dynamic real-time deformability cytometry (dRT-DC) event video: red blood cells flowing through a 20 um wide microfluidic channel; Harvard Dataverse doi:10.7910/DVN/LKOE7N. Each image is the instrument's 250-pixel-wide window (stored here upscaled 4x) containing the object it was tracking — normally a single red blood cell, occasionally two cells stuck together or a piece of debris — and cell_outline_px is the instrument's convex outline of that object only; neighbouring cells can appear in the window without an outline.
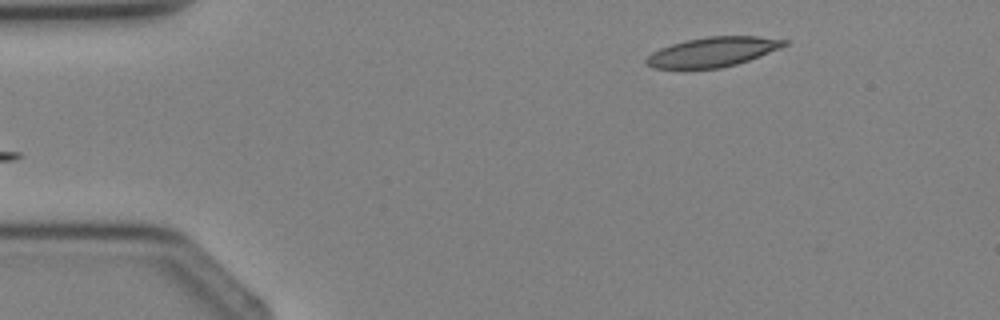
{"species": "Egyptian fruit bat (a non-hibernating species)", "species_latin": "Rousettus aegyptiacus", "temperature_condition": "cold", "stored_images_in_passage": 4, "camera_frame_rate_fps": 3000, "um_per_image_px": 0.085, "animal": {"sex": "female"}, "frame": {"image": 1, "passage_image": 4, "time_ms": 3.667, "image_size_px": [1000, 320], "cell_outline_px": [[788, 44], [780, 48], [748, 60], [736, 64], [720, 68], [652, 68], [644, 60], [652, 52], [660, 48], [684, 40], [708, 36], [756, 36], [788, 40]], "centroid_in_image_um": [60.58, 4.4], "position_along_channel_um": 24.4, "area_um2": 23.64}}